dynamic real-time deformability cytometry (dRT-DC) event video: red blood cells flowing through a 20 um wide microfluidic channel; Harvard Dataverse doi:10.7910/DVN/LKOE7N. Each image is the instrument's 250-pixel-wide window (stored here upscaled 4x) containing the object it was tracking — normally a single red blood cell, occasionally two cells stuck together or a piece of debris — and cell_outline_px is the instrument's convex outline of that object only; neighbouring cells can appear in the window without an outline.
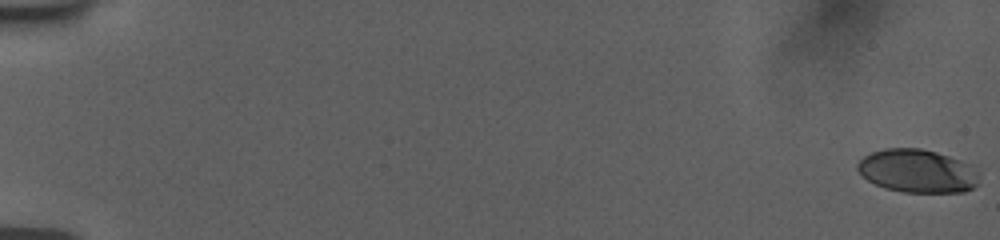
{"species": "human", "species_latin": "Homo sapiens", "temperature_condition": "room temperature", "stored_images_in_passage": 19, "camera_frame_rate_fps": 3000, "um_per_image_px": 0.085, "donor": {"sex": "female"}, "frame": {"image": 1, "passage_image": 1, "time_ms": 0.0, "image_size_px": [1000, 240], "cell_outline_px": [[980, 184], [964, 192], [904, 192], [884, 188], [868, 180], [856, 168], [856, 164], [864, 156], [872, 152], [884, 148], [920, 148], [936, 152], [972, 164], [980, 172]], "centroid_in_image_um": [78.04, 14.54], "position_along_channel_um": 7.0, "area_um2": 30.98}}
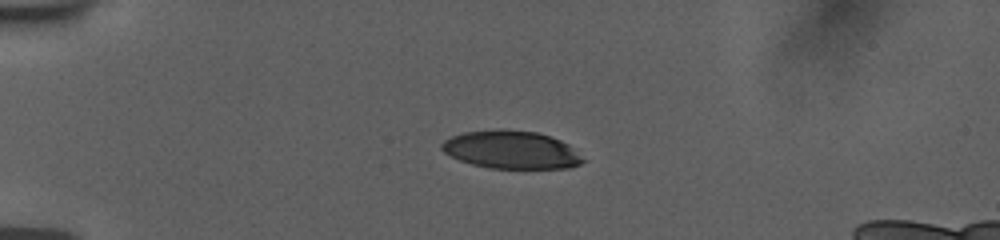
{"frame": {"image": 2, "passage_image": 16, "time_ms": 5.0, "image_size_px": [1000, 240], "cell_outline_px": [[588, 160], [580, 164], [568, 168], [488, 168], [472, 164], [460, 160], [444, 152], [440, 148], [440, 144], [444, 140], [452, 136], [464, 132], [496, 128], [504, 128], [536, 132], [552, 136], [568, 144]], "centroid_in_image_um": [43.48, 12.71], "position_along_channel_um": 41.5, "area_um2": 31.62}}
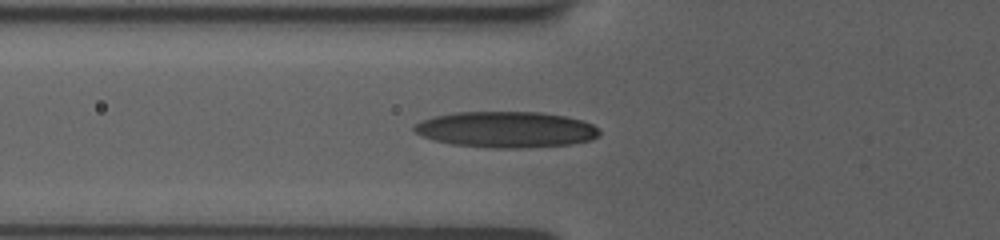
{"frame": {"image": 3, "passage_image": 19, "time_ms": 7.333, "image_size_px": [1000, 240], "cell_outline_px": [[600, 136], [592, 140], [572, 144], [528, 148], [492, 148], [452, 144], [436, 140], [424, 136], [416, 132], [412, 128], [412, 124], [420, 120], [432, 116], [456, 112], [540, 112], [564, 116], [584, 120], [592, 124], [600, 132]], "centroid_in_image_um": [43.03, 11.01], "position_along_channel_um": 82.8, "area_um2": 39.19}}